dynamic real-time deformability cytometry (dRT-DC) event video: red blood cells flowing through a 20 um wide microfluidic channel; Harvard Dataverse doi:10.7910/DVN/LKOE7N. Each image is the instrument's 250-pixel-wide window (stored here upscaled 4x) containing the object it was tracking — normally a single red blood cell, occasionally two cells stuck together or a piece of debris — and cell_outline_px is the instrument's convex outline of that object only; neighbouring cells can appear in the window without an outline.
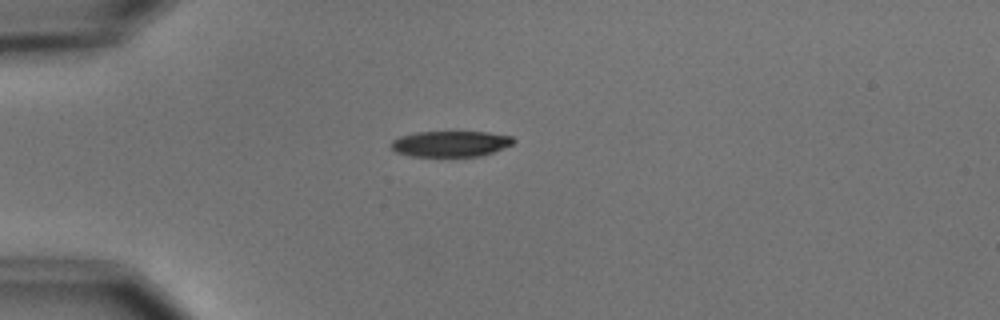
{"species": "common noctule bat (a hibernating species)", "species_latin": "Nyctalus noctula", "temperature_condition": "cold", "stored_images_in_passage": 8, "camera_frame_rate_fps": 3000, "um_per_image_px": 0.085, "animal": {"sex": "male", "body_mass_g": 15.6}, "frame": {"image": 1, "passage_image": 3, "time_ms": 2.333, "image_size_px": [1000, 320], "cell_outline_px": [[516, 140], [512, 144], [492, 152], [480, 156], [408, 156], [396, 152], [388, 144], [392, 140], [400, 136], [416, 132], [488, 132], [512, 136]], "centroid_in_image_um": [38.26, 12.22], "position_along_channel_um": 46.7, "area_um2": 18.44}}
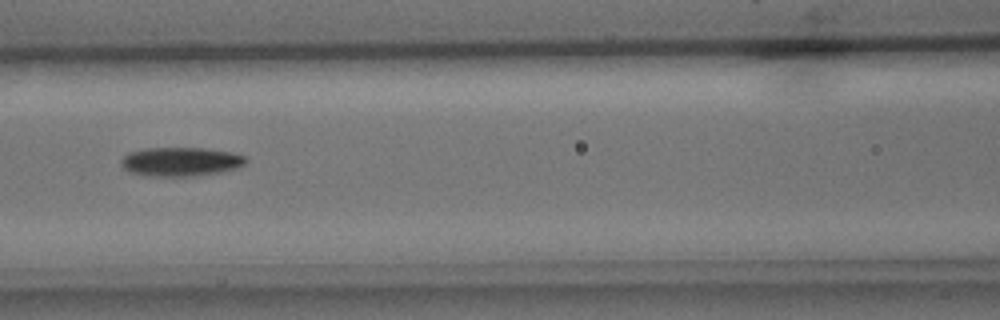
{"frame": {"image": 2, "passage_image": 6, "time_ms": 5.667, "image_size_px": [1000, 320], "cell_outline_px": [[248, 160], [244, 164], [236, 168], [224, 172], [200, 176], [144, 176], [132, 172], [124, 168], [120, 164], [120, 160], [128, 152], [148, 148], [204, 148], [232, 152], [244, 156]], "centroid_in_image_um": [15.37, 13.75], "position_along_channel_um": 151.2, "area_um2": 21.27}}
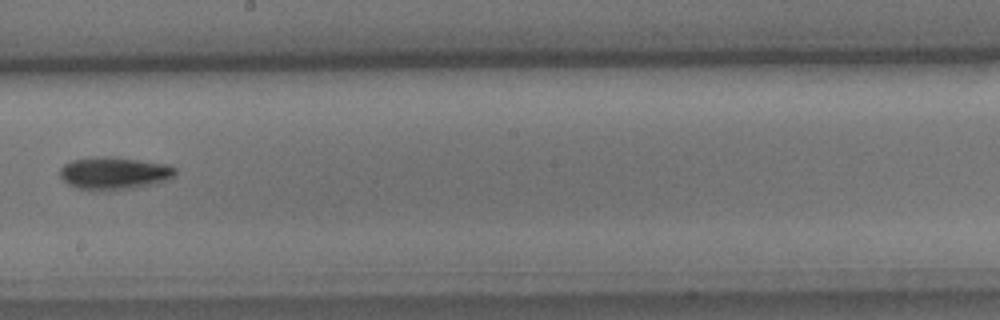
{"frame": {"image": 3, "passage_image": 8, "time_ms": 8.0, "image_size_px": [1000, 320], "cell_outline_px": [[176, 172], [172, 176], [156, 184], [132, 188], [104, 192], [76, 188], [68, 184], [60, 176], [60, 168], [64, 164], [72, 160], [92, 156], [112, 156], [168, 164], [176, 168]], "centroid_in_image_um": [9.67, 14.72], "position_along_channel_um": 238.5, "area_um2": 22.25}}